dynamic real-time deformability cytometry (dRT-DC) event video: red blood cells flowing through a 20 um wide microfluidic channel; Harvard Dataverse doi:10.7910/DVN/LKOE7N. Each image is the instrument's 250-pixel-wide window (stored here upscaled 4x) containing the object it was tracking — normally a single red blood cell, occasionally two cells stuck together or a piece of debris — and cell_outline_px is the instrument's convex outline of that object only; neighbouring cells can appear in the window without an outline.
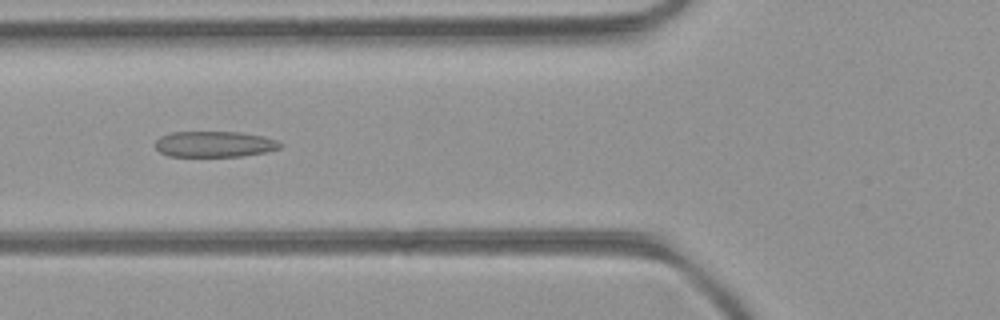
{"species": "common noctule bat (a hibernating species)", "species_latin": "Nyctalus noctula", "temperature_condition": "room temperature", "stored_images_in_passage": 48, "segment_of_instrument_passage": [1, 2], "camera_frame_rate_fps": 3000, "um_per_image_px": 0.085, "animal": {"sex": "female", "body_mass_g": 21.9}, "frame": {"image": 1, "passage_image": 17, "time_ms": 5.333, "image_size_px": [1000, 320], "cell_outline_px": [[284, 144], [280, 148], [264, 152], [240, 156], [168, 156], [160, 152], [156, 148], [156, 140], [160, 136], [172, 132], [240, 132], [264, 136], [276, 140]], "centroid_in_image_um": [18.23, 12.24], "position_along_channel_um": 107.6, "area_um2": 18.79}}
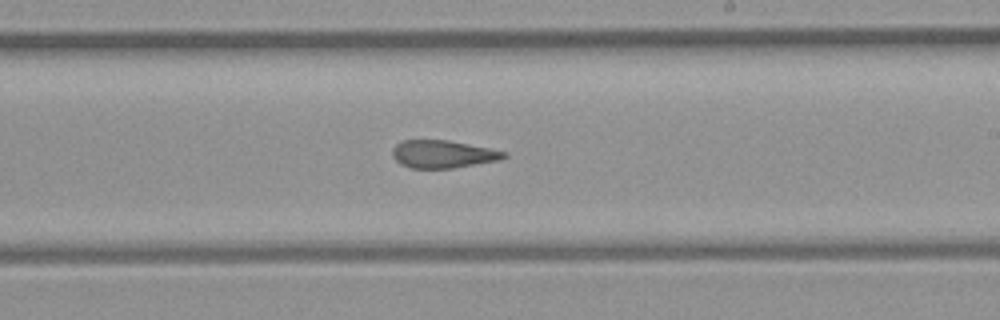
{"frame": {"image": 2, "passage_image": 27, "time_ms": 8.667, "image_size_px": [1000, 320], "cell_outline_px": [[508, 156], [500, 160], [452, 168], [412, 168], [400, 164], [392, 156], [392, 148], [396, 144], [404, 140], [448, 140], [488, 148], [504, 152]], "centroid_in_image_um": [37.61, 13.1], "position_along_channel_um": 251.4, "area_um2": 17.86}}
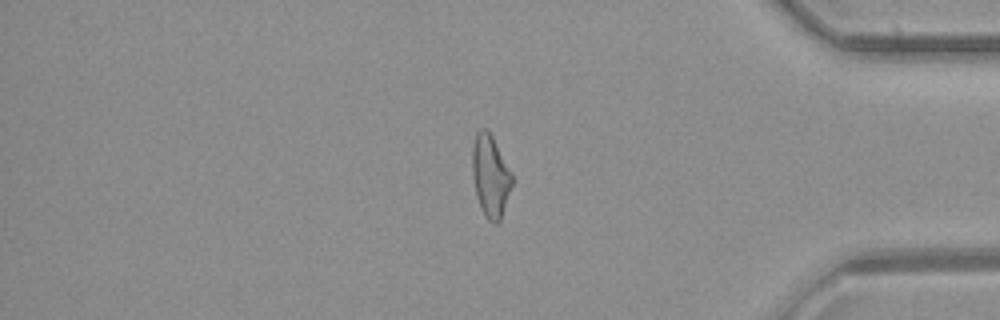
{"frame": {"image": 3, "passage_image": 39, "time_ms": 12.667, "image_size_px": [1000, 320], "cell_outline_px": [[512, 184], [500, 220], [496, 224], [492, 224], [488, 220], [480, 208], [476, 196], [472, 176], [472, 144], [476, 132], [480, 128], [484, 128], [492, 136], [512, 172]], "centroid_in_image_um": [41.66, 14.95], "position_along_channel_um": 393.5, "area_um2": 19.07}}